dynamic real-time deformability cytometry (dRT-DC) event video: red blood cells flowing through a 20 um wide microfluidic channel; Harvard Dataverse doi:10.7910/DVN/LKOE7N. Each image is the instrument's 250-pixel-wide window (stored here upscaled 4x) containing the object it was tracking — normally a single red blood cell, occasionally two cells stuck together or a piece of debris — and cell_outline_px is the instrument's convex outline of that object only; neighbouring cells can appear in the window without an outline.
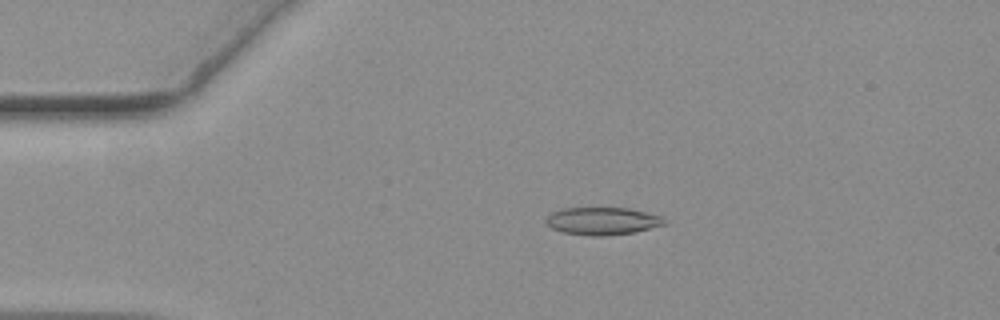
{"species": "common noctule bat (a hibernating species)", "species_latin": "Nyctalus noctula", "temperature_condition": "warm", "stored_images_in_passage": 26, "camera_frame_rate_fps": 3000, "um_per_image_px": 0.085, "animal": {"sex": "female", "body_mass_g": 19.3, "forearm_length_mm": 54.1}, "frame": {"image": 1, "passage_image": 11, "time_ms": 3.333, "image_size_px": [1000, 320], "cell_outline_px": [[668, 224], [636, 232], [600, 236], [592, 236], [564, 232], [552, 228], [544, 220], [552, 212], [564, 208], [628, 208], [660, 216], [668, 220]], "centroid_in_image_um": [51.25, 18.79], "position_along_channel_um": 33.8, "area_um2": 18.96}}
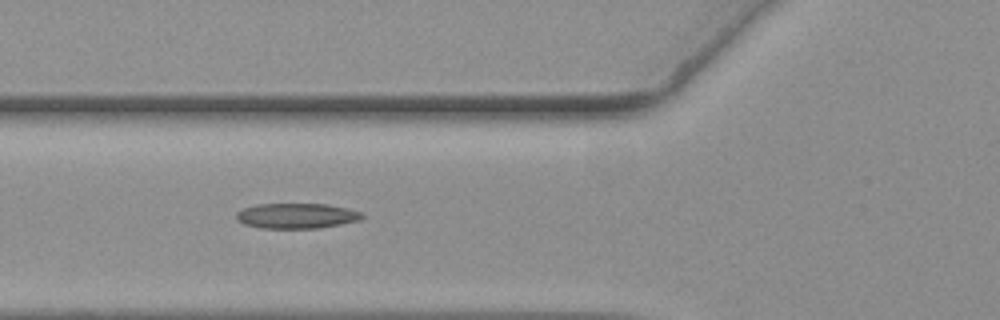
{"frame": {"image": 2, "passage_image": 20, "time_ms": 6.333, "image_size_px": [1000, 320], "cell_outline_px": [[364, 216], [360, 220], [320, 228], [260, 228], [244, 224], [236, 220], [236, 212], [244, 208], [256, 204], [328, 204], [348, 208], [360, 212]], "centroid_in_image_um": [25.19, 18.34], "position_along_channel_um": 100.6, "area_um2": 18.55}}
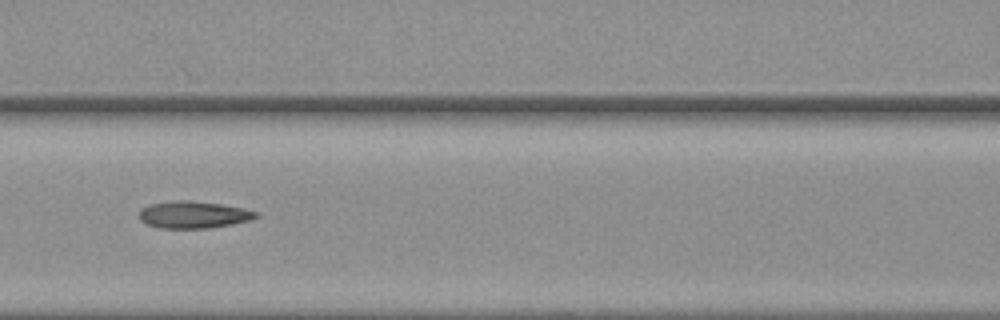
{"frame": {"image": 3, "passage_image": 24, "time_ms": 7.667, "image_size_px": [1000, 320], "cell_outline_px": [[260, 216], [252, 220], [212, 228], [160, 228], [148, 224], [140, 220], [140, 208], [148, 204], [176, 200], [184, 200], [220, 204], [244, 208], [260, 212]], "centroid_in_image_um": [16.49, 18.25], "position_along_channel_um": 150.1, "area_um2": 18.55}}